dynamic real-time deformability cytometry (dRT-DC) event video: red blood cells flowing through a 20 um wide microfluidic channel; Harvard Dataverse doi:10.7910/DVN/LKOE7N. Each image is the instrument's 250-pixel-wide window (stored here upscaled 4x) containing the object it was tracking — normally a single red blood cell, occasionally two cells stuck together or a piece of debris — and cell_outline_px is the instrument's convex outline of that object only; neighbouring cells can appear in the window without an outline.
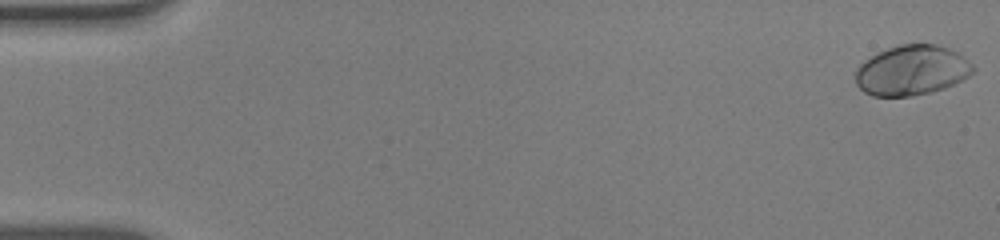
{"species": "human", "species_latin": "Homo sapiens", "temperature_condition": "warm", "stored_images_in_passage": 53, "camera_frame_rate_fps": 3000, "um_per_image_px": 0.085, "donor": {"sex": "male"}, "frame": {"image": 1, "passage_image": 1, "time_ms": 0.0, "image_size_px": [1000, 240], "cell_outline_px": [[976, 72], [944, 88], [932, 92], [912, 96], [872, 96], [864, 92], [856, 84], [856, 68], [864, 60], [876, 52], [900, 44], [936, 44], [948, 48], [964, 56], [976, 68]], "centroid_in_image_um": [77.5, 5.97], "position_along_channel_um": 7.5, "area_um2": 34.45}}
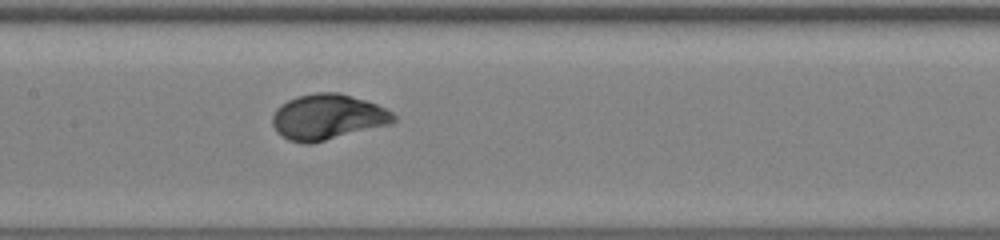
{"frame": {"image": 2, "passage_image": 27, "time_ms": 8.667, "image_size_px": [1000, 240], "cell_outline_px": [[396, 120], [392, 124], [308, 144], [304, 144], [288, 140], [276, 132], [272, 124], [272, 116], [276, 108], [280, 104], [296, 96], [316, 92], [340, 92], [368, 100], [392, 112], [396, 116]], "centroid_in_image_um": [27.84, 9.93], "position_along_channel_um": 179.6, "area_um2": 32.43}}
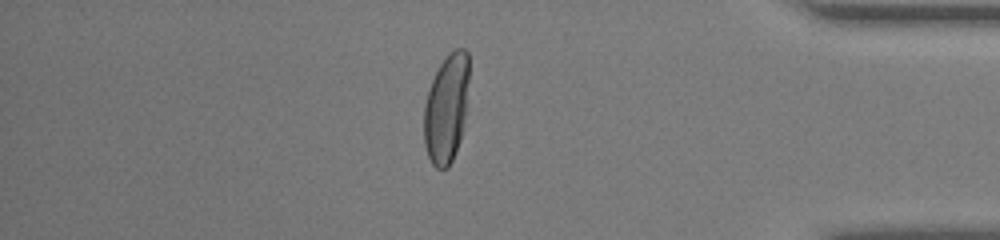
{"frame": {"image": 3, "passage_image": 46, "time_ms": 15.0, "image_size_px": [1000, 240], "cell_outline_px": [[468, 80], [464, 116], [460, 140], [452, 160], [448, 168], [436, 168], [432, 164], [428, 156], [424, 144], [424, 104], [432, 80], [440, 64], [448, 52], [456, 48], [464, 48], [468, 52]], "centroid_in_image_um": [37.92, 9.2], "position_along_channel_um": 397.3, "area_um2": 28.32}}